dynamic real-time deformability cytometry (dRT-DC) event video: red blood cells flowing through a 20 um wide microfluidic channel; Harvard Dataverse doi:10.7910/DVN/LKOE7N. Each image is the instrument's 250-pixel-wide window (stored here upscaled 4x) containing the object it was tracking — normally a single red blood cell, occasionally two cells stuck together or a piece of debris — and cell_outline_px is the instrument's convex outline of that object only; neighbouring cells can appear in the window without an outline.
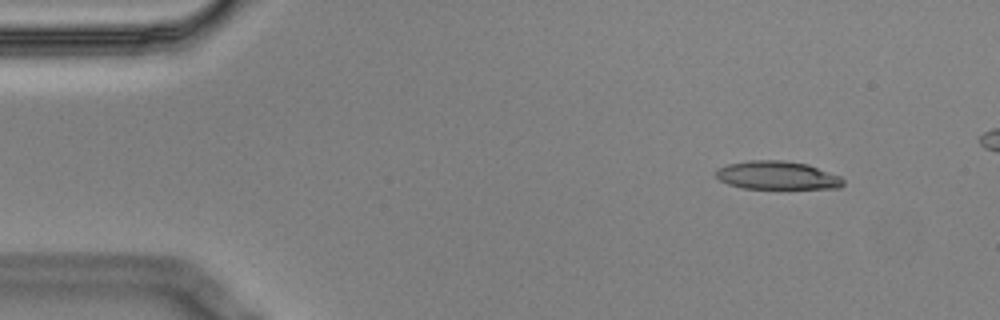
{"species": "Egyptian fruit bat (a non-hibernating species)", "species_latin": "Rousettus aegyptiacus", "temperature_condition": "cold", "stored_images_in_passage": 6, "camera_frame_rate_fps": 3000, "um_per_image_px": 0.085, "animal": {"sex": "male"}, "frame": {"image": 1, "passage_image": 2, "time_ms": 0.333, "image_size_px": [1000, 320], "cell_outline_px": [[844, 184], [840, 188], [744, 188], [728, 184], [720, 180], [716, 176], [716, 168], [728, 164], [748, 160], [784, 160], [808, 164], [840, 176], [844, 180]], "centroid_in_image_um": [66.06, 14.89], "position_along_channel_um": 18.9, "area_um2": 20.98}}